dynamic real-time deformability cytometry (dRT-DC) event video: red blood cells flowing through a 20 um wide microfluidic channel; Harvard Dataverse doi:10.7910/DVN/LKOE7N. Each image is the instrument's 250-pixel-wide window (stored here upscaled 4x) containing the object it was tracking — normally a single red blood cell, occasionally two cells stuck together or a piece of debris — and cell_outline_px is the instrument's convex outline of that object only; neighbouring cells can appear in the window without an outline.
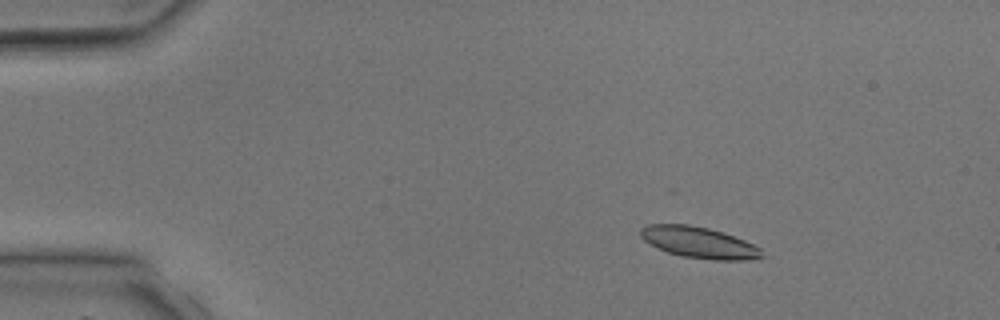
{"species": "common noctule bat (a hibernating species)", "species_latin": "Nyctalus noctula", "temperature_condition": "room temperature", "stored_images_in_passage": 3, "camera_frame_rate_fps": 3000, "um_per_image_px": 0.085, "animal": {"sex": "male", "body_mass_g": 17.9, "forearm_length_mm": 54.2}, "frame": {"image": 1, "passage_image": 1, "time_ms": 0.0, "image_size_px": [1000, 320], "cell_outline_px": [[764, 256], [752, 260], [716, 260], [680, 256], [668, 252], [644, 240], [640, 236], [640, 228], [648, 224], [688, 224], [708, 228], [744, 240], [760, 248]], "centroid_in_image_um": [59.41, 20.61], "position_along_channel_um": 25.6, "area_um2": 21.85}}
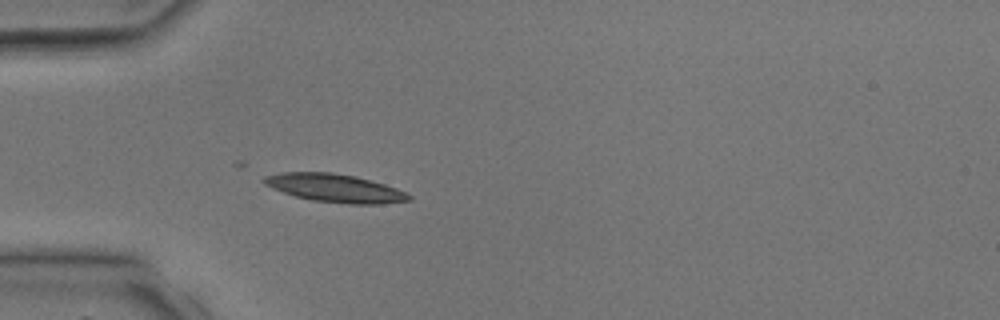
{"frame": {"image": 2, "passage_image": 3, "time_ms": 2.0, "image_size_px": [1000, 320], "cell_outline_px": [[412, 200], [380, 204], [348, 204], [312, 200], [296, 196], [272, 188], [264, 184], [264, 176], [280, 172], [328, 172], [356, 176], [384, 184], [396, 188], [412, 196]], "centroid_in_image_um": [28.48, 15.99], "position_along_channel_um": 56.5, "area_um2": 23.64}}